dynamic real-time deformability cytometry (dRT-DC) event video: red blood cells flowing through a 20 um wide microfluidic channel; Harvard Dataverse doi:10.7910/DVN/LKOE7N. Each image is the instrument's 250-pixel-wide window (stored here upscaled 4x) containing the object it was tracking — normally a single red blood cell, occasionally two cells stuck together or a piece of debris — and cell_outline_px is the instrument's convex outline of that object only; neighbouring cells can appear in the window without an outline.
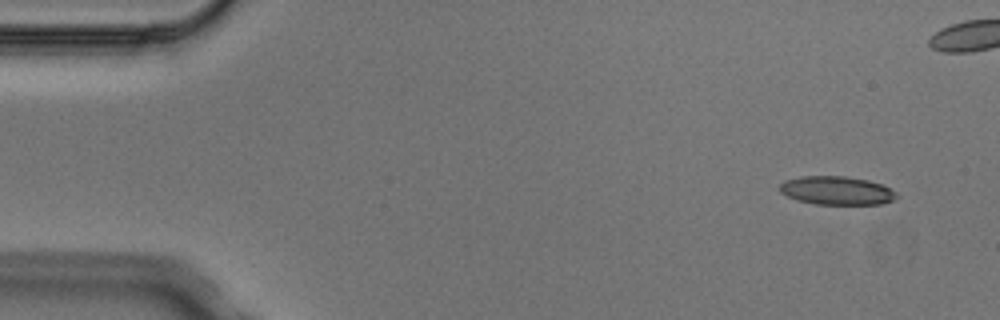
{"species": "Egyptian fruit bat (a non-hibernating species)", "species_latin": "Rousettus aegyptiacus", "temperature_condition": "cold", "stored_images_in_passage": 5, "camera_frame_rate_fps": 3000, "um_per_image_px": 0.085, "animal": {"sex": "male"}, "frame": {"image": 1, "passage_image": 1, "time_ms": 0.0, "image_size_px": [1000, 320], "cell_outline_px": [[900, 196], [896, 200], [880, 204], [816, 204], [796, 200], [780, 192], [780, 184], [784, 180], [800, 176], [844, 176], [868, 180], [880, 184], [896, 192]], "centroid_in_image_um": [71.13, 16.2], "position_along_channel_um": 13.9, "area_um2": 19.48}}